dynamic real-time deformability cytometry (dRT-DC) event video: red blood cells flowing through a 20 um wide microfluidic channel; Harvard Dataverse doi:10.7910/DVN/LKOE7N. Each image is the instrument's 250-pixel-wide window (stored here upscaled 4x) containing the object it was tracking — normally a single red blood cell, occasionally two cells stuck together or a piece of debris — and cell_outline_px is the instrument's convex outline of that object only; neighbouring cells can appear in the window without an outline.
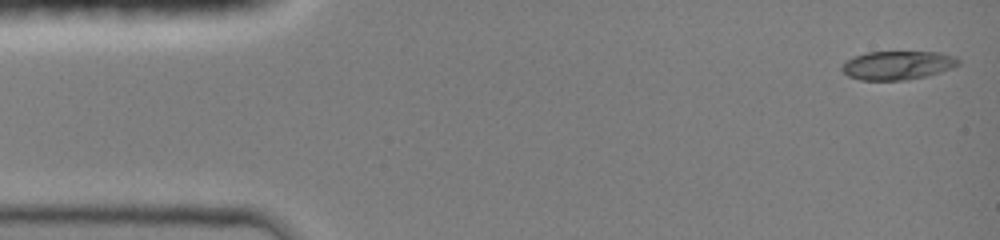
{"species": "common noctule bat (a hibernating species)", "species_latin": "Nyctalus noctula", "temperature_condition": "room temperature", "stored_images_in_passage": 45, "camera_frame_rate_fps": 3000, "um_per_image_px": 0.085, "animal": {"sex": "female", "body_mass_g": 19.0, "forearm_length_mm": 51.5}, "frame": {"image": 1, "passage_image": 1, "time_ms": 0.0, "image_size_px": [1000, 240], "cell_outline_px": [[960, 64], [952, 68], [928, 76], [904, 80], [860, 80], [848, 76], [840, 68], [852, 56], [868, 52], [940, 52], [956, 56], [960, 60]], "centroid_in_image_um": [76.33, 5.54], "position_along_channel_um": 8.7, "area_um2": 19.59}}
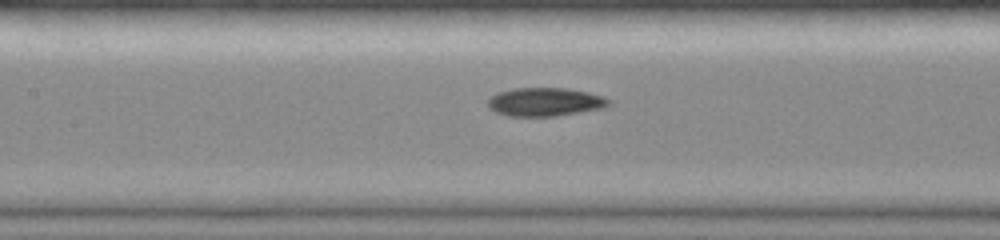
{"frame": {"image": 2, "passage_image": 20, "time_ms": 6.333, "image_size_px": [1000, 240], "cell_outline_px": [[612, 104], [604, 108], [556, 116], [508, 116], [496, 112], [488, 104], [488, 100], [496, 92], [512, 88], [568, 88], [588, 92], [604, 96]], "centroid_in_image_um": [46.35, 8.66], "position_along_channel_um": 161.0, "area_um2": 20.11}}
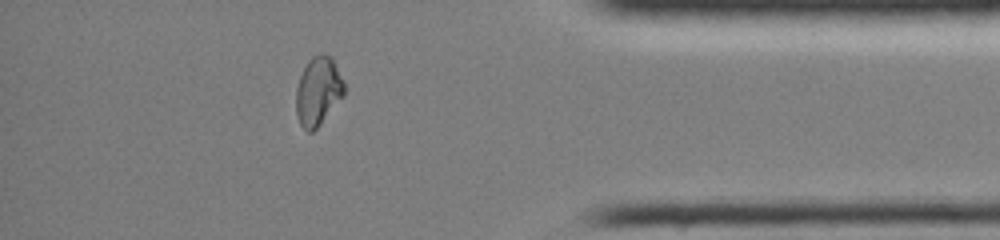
{"frame": {"image": 3, "passage_image": 39, "time_ms": 12.667, "image_size_px": [1000, 240], "cell_outline_px": [[344, 96], [320, 124], [312, 132], [308, 132], [300, 124], [296, 112], [296, 88], [300, 76], [308, 60], [312, 56], [320, 52], [324, 52], [332, 56], [344, 80]], "centroid_in_image_um": [27.06, 7.7], "position_along_channel_um": 408.1, "area_um2": 19.48}, "authors_computed_cell_mechanics": {"area_um2": 19.5364, "velocity_mm_per_s": 4.1933, "shape_relaxation_time_tau1_ms": null, "shape_relaxation_time_tau2_ms": 4.8961, "deformation_change_tau1": null, "deformation_change_tau2": 0.087}}